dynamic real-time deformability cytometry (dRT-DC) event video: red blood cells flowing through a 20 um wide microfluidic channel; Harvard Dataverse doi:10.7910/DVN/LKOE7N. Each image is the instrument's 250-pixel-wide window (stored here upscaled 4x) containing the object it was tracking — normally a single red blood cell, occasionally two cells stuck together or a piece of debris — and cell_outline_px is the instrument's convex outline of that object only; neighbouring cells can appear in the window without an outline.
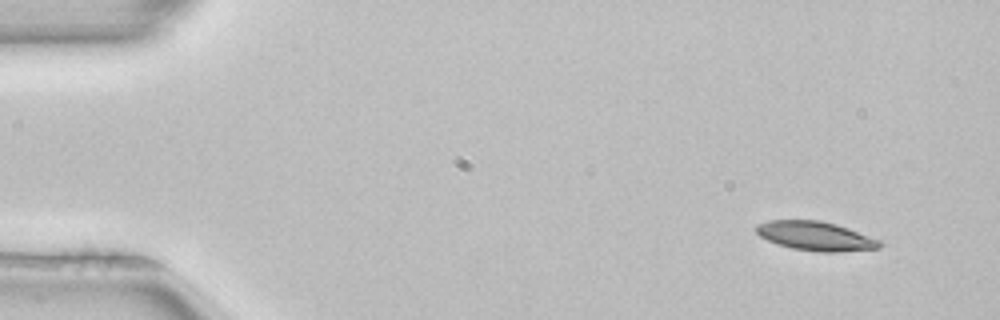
{"species": "common noctule bat (a hibernating species)", "species_latin": "Nyctalus noctula", "temperature_condition": "room temperature", "stored_images_in_passage": 3, "camera_frame_rate_fps": 3000, "um_per_image_px": 0.085, "animal": {"sex": "female", "body_mass_g": 22.7, "forearm_length_mm": 54.2}, "frame": {"image": 1, "passage_image": 1, "time_ms": 0.0, "image_size_px": [1000, 320], "cell_outline_px": [[884, 244], [880, 248], [840, 252], [820, 252], [792, 248], [776, 244], [760, 236], [756, 232], [756, 224], [768, 220], [820, 220], [836, 224], [848, 228], [880, 240]], "centroid_in_image_um": [69.33, 20.06], "position_along_channel_um": 15.7, "area_um2": 21.04}}